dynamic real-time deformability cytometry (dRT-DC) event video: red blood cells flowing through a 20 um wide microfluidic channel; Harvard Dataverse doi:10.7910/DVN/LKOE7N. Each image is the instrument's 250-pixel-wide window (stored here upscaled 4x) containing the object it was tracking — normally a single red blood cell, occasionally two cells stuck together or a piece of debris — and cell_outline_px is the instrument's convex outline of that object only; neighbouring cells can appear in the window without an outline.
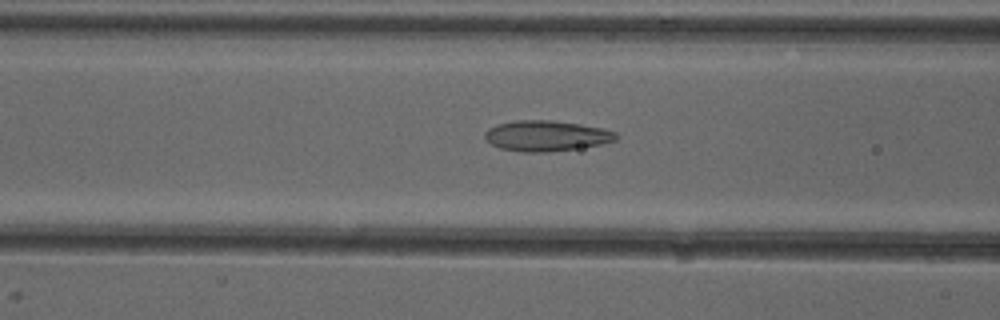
{"species": "common noctule bat (a hibernating species)", "species_latin": "Nyctalus noctula", "temperature_condition": "cold", "stored_images_in_passage": 49, "camera_frame_rate_fps": 3000, "um_per_image_px": 0.085, "animal": {"sex": "female"}, "frame": {"image": 1, "passage_image": 21, "time_ms": 6.667, "image_size_px": [1000, 320], "cell_outline_px": [[620, 136], [616, 140], [600, 144], [580, 148], [548, 152], [520, 152], [500, 148], [492, 144], [484, 136], [484, 132], [488, 128], [496, 124], [516, 120], [552, 120], [580, 124], [604, 128], [616, 132]], "centroid_in_image_um": [46.45, 11.54], "position_along_channel_um": 120.1, "area_um2": 23.58}}
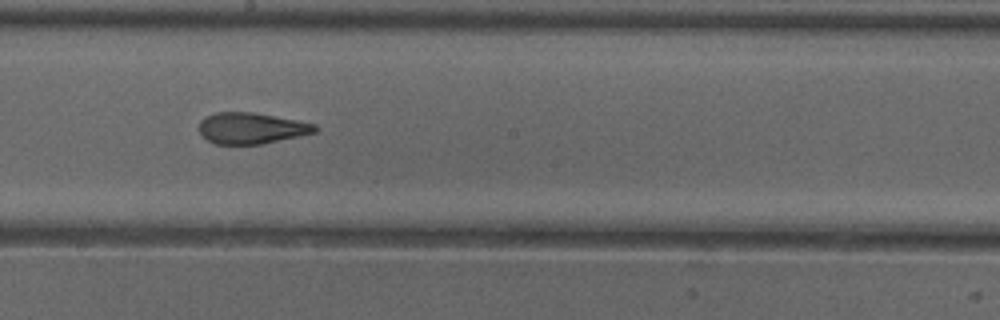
{"frame": {"image": 2, "passage_image": 29, "time_ms": 9.333, "image_size_px": [1000, 320], "cell_outline_px": [[320, 128], [316, 132], [300, 136], [260, 144], [216, 144], [208, 140], [200, 132], [200, 120], [204, 116], [216, 112], [252, 112], [296, 120], [316, 124]], "centroid_in_image_um": [21.38, 10.89], "position_along_channel_um": 226.8, "area_um2": 20.98}}
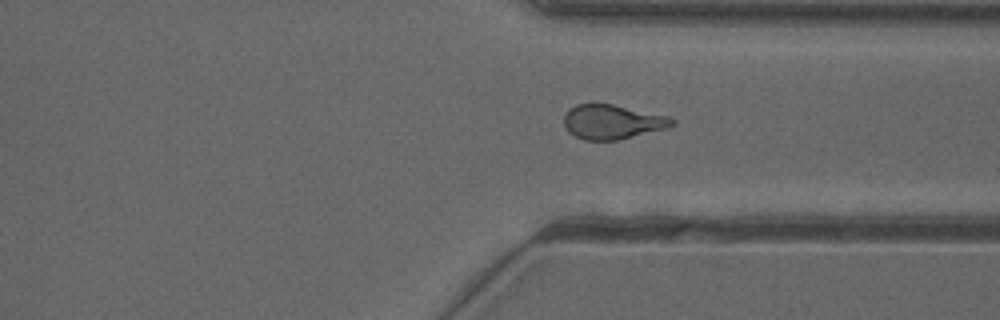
{"frame": {"image": 3, "passage_image": 39, "time_ms": 12.667, "image_size_px": [1000, 320], "cell_outline_px": [[676, 124], [668, 128], [616, 140], [584, 140], [568, 132], [564, 124], [564, 112], [568, 108], [576, 104], [612, 104], [668, 116], [676, 120]], "centroid_in_image_um": [52.04, 10.35], "position_along_channel_um": 359.4, "area_um2": 21.73}}